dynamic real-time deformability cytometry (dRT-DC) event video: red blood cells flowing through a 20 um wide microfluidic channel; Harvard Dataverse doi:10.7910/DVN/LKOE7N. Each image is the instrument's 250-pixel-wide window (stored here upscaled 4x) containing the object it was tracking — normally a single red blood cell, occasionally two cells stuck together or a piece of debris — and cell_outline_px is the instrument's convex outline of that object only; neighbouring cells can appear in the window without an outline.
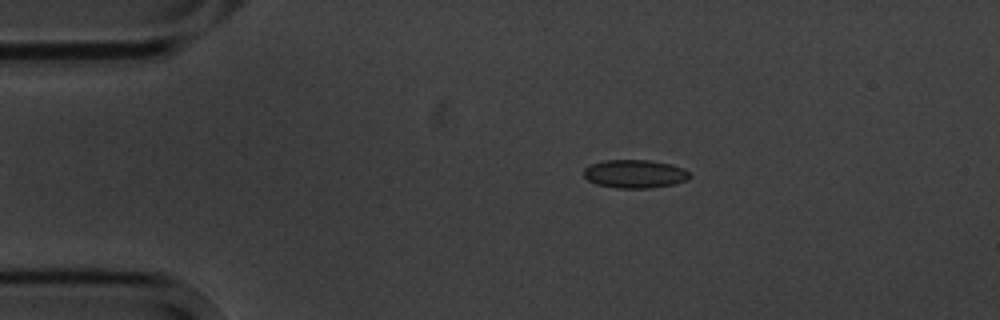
{"species": "common noctule bat (a hibernating species)", "species_latin": "Nyctalus noctula", "temperature_condition": "cold", "stored_images_in_passage": 10, "camera_frame_rate_fps": 3000, "um_per_image_px": 0.085, "animal": {"sex": "male", "body_mass_g": 20.1, "forearm_length_mm": 53.5}, "frame": {"image": 1, "passage_image": 4, "time_ms": 3.333, "image_size_px": [1000, 320], "cell_outline_px": [[692, 176], [688, 180], [676, 184], [652, 188], [616, 188], [596, 184], [588, 180], [584, 176], [584, 168], [592, 164], [604, 160], [648, 160], [672, 164], [684, 168]], "centroid_in_image_um": [54.0, 14.78], "position_along_channel_um": 31.0, "area_um2": 17.69}}
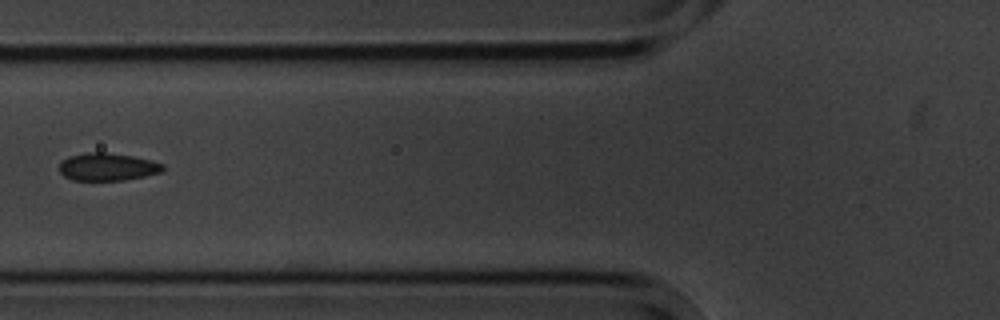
{"frame": {"image": 2, "passage_image": 7, "time_ms": 7.0, "image_size_px": [1000, 320], "cell_outline_px": [[164, 172], [124, 180], [72, 180], [64, 176], [60, 172], [60, 164], [68, 156], [84, 152], [104, 152], [132, 156], [152, 160], [164, 164]], "centroid_in_image_um": [9.16, 14.18], "position_along_channel_um": 116.6, "area_um2": 16.76}}
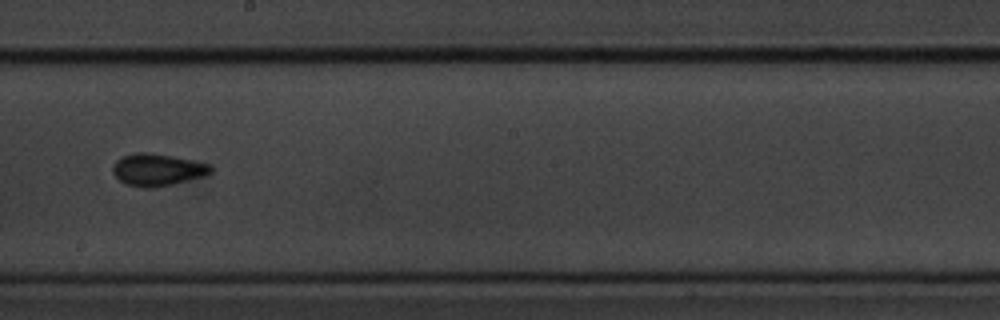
{"frame": {"image": 3, "passage_image": 10, "time_ms": 10.333, "image_size_px": [1000, 320], "cell_outline_px": [[212, 172], [200, 176], [172, 184], [156, 188], [144, 188], [124, 184], [112, 172], [112, 164], [120, 156], [136, 152], [148, 152], [172, 156], [192, 160], [208, 164], [212, 168]], "centroid_in_image_um": [13.3, 14.42], "position_along_channel_um": 234.9, "area_um2": 18.32}}